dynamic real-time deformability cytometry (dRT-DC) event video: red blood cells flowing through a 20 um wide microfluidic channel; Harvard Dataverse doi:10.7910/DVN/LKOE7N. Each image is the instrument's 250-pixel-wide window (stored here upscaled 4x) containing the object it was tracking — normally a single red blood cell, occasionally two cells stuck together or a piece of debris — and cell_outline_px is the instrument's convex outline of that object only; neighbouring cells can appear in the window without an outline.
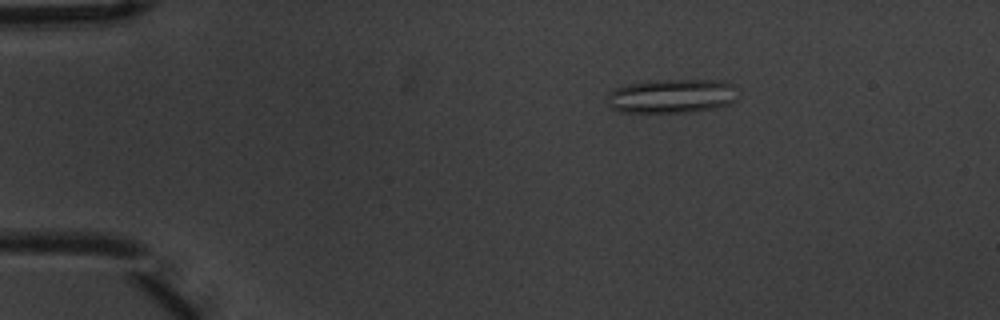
{"species": "common noctule bat (a hibernating species)", "species_latin": "Nyctalus noctula", "temperature_condition": "warm", "stored_images_in_passage": 5, "camera_frame_rate_fps": 3000, "um_per_image_px": 0.085, "animal": {"sex": "male", "body_mass_g": 20.1, "forearm_length_mm": 53.5}, "frame": {"image": 1, "passage_image": 2, "time_ms": 0.333, "image_size_px": [1000, 320], "cell_outline_px": [[736, 100], [732, 104], [716, 108], [688, 112], [620, 112], [612, 108], [608, 104], [608, 92], [616, 88], [628, 84], [648, 80], [724, 80], [736, 84]], "centroid_in_image_um": [57.15, 8.15], "position_along_channel_um": 27.8, "area_um2": 26.36}}